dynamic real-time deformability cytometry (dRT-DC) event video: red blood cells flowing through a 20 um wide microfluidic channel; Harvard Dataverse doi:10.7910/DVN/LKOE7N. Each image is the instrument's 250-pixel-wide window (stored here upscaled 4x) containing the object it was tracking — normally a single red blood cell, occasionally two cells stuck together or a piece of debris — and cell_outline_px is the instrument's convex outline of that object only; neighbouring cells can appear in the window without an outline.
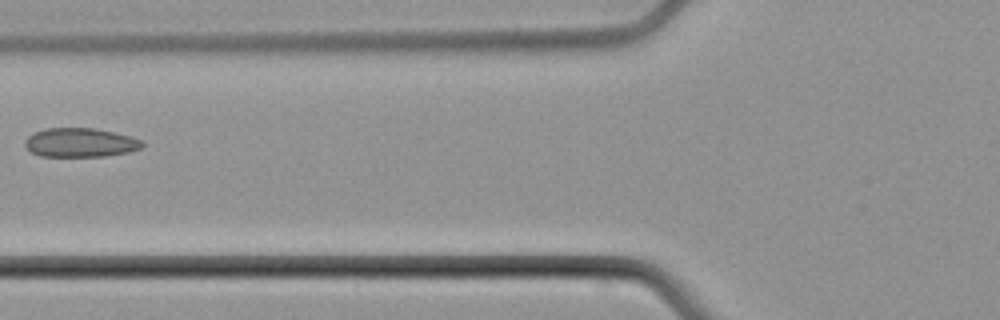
{"species": "common noctule bat (a hibernating species)", "species_latin": "Nyctalus noctula", "temperature_condition": "cold", "stored_images_in_passage": 2, "camera_frame_rate_fps": 3000, "um_per_image_px": 0.085, "animal": {"sex": "male", "body_mass_g": 21.5, "forearm_length_mm": 52.0}, "frame": {"image": 1, "passage_image": 2, "time_ms": 1.333, "image_size_px": [1000, 320], "cell_outline_px": [[144, 144], [140, 148], [128, 152], [104, 156], [40, 156], [32, 152], [24, 144], [24, 140], [32, 132], [48, 128], [96, 128], [132, 136], [144, 140]], "centroid_in_image_um": [6.84, 12.11], "position_along_channel_um": 119.0, "area_um2": 19.94}}